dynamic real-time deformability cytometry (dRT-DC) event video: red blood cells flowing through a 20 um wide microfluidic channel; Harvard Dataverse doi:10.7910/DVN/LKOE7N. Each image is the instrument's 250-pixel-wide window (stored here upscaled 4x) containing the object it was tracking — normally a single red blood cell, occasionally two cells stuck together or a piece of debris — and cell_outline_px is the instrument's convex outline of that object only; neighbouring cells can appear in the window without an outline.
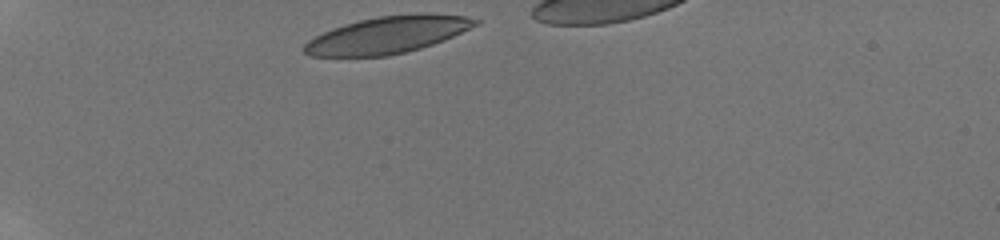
{"species": "human", "species_latin": "Homo sapiens", "temperature_condition": "room temperature", "stored_images_in_passage": 36, "camera_frame_rate_fps": 3000, "um_per_image_px": 0.085, "donor": {"sex": "male"}, "frame": {"image": 1, "passage_image": 1, "time_ms": 0.0, "image_size_px": [1000, 240], "cell_outline_px": [[480, 24], [444, 40], [420, 48], [388, 56], [308, 56], [300, 48], [308, 40], [332, 28], [344, 24], [360, 20], [380, 16], [464, 16], [480, 20]], "centroid_in_image_um": [32.85, 3.02], "position_along_channel_um": 52.2, "area_um2": 35.72}}
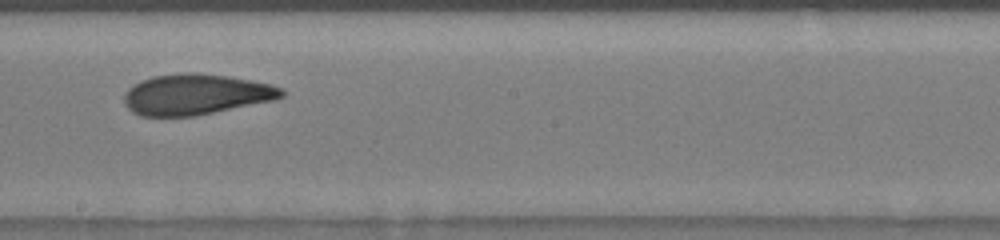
{"frame": {"image": 2, "passage_image": 19, "time_ms": 5.667, "image_size_px": [1000, 240], "cell_outline_px": [[284, 96], [276, 100], [196, 116], [140, 116], [132, 112], [124, 104], [124, 92], [128, 88], [152, 76], [184, 72], [196, 72], [252, 80], [272, 84], [284, 88]], "centroid_in_image_um": [16.68, 8.03], "position_along_channel_um": 231.5, "area_um2": 37.63}}
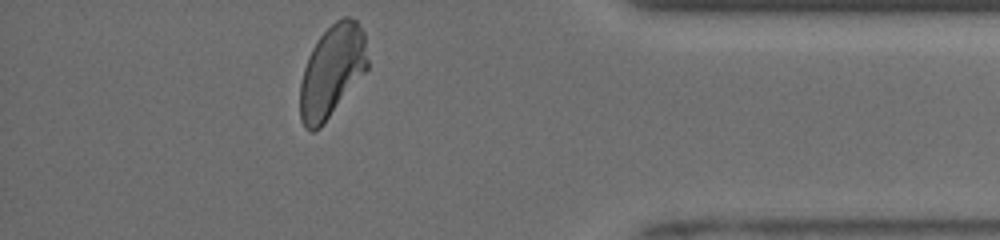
{"frame": {"image": 3, "passage_image": 34, "time_ms": 10.667, "image_size_px": [1000, 240], "cell_outline_px": [[368, 68], [324, 124], [320, 128], [312, 132], [304, 128], [300, 120], [300, 84], [304, 68], [308, 56], [312, 48], [320, 36], [336, 20], [344, 16], [348, 16], [356, 20], [364, 32], [368, 60]], "centroid_in_image_um": [28.21, 6.06], "position_along_channel_um": 407.0, "area_um2": 36.24}}